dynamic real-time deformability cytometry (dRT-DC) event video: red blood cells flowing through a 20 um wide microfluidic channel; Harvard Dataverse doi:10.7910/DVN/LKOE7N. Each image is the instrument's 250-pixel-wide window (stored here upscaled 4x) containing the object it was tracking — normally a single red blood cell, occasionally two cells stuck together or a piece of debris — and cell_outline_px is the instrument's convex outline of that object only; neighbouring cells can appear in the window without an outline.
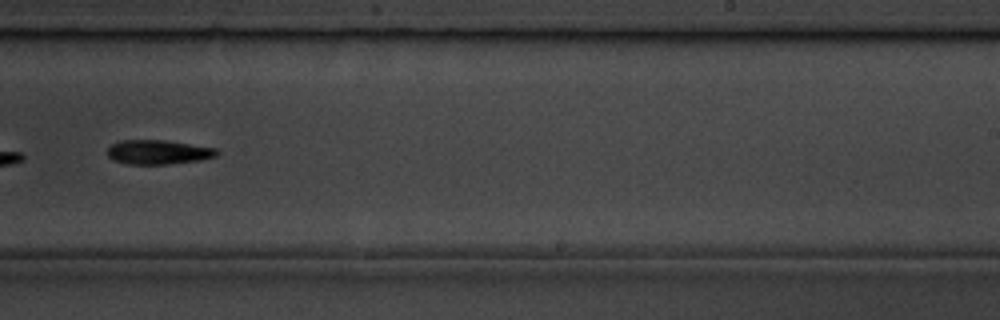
{"species": "common noctule bat (a hibernating species)", "species_latin": "Nyctalus noctula", "temperature_condition": "room temperature", "stored_images_in_passage": 12, "camera_frame_rate_fps": 3000, "um_per_image_px": 0.085, "animal": {"sex": "male", "body_mass_g": 19.5, "forearm_length_mm": 54.6}, "frame": {"image": 1, "passage_image": 7, "time_ms": 7.0, "image_size_px": [1000, 320], "cell_outline_px": [[220, 152], [216, 156], [200, 160], [168, 164], [128, 164], [112, 160], [108, 156], [108, 148], [112, 144], [120, 140], [164, 140], [216, 148]], "centroid_in_image_um": [13.44, 12.93], "position_along_channel_um": 275.6, "area_um2": 15.49}, "authors_computed_cell_mechanics": {"area_um2": 15.5482, "velocity_mm_per_s": 3.7493, "shape_relaxation_time_tau1_ms": 1.601, "shape_relaxation_time_tau2_ms": null, "deformation_change_tau1": 0.0853, "deformation_change_tau2": null}}